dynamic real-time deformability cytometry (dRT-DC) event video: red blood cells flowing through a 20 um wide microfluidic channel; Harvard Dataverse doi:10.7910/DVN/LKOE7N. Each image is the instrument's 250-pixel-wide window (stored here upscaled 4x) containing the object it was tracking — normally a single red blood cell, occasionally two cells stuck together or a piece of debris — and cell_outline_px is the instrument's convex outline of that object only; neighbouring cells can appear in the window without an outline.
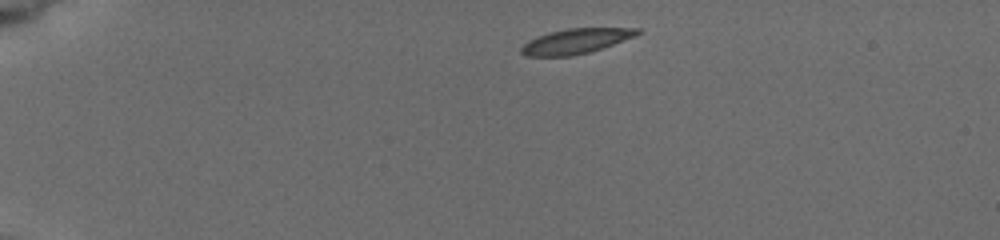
{"species": "common noctule bat (a hibernating species)", "species_latin": "Nyctalus noctula", "temperature_condition": "cold", "stored_images_in_passage": 6, "camera_frame_rate_fps": 3000, "um_per_image_px": 0.085, "animal": {"sex": "female", "body_mass_g": 19.5, "forearm_length_mm": 54.1}, "frame": {"image": 1, "passage_image": 1, "time_ms": 0.0, "image_size_px": [1000, 240], "cell_outline_px": [[644, 32], [636, 36], [588, 52], [572, 56], [524, 56], [520, 52], [520, 48], [528, 40], [536, 36], [548, 32], [568, 28], [640, 28]], "centroid_in_image_um": [48.92, 3.49], "position_along_channel_um": 36.1, "area_um2": 16.99}}
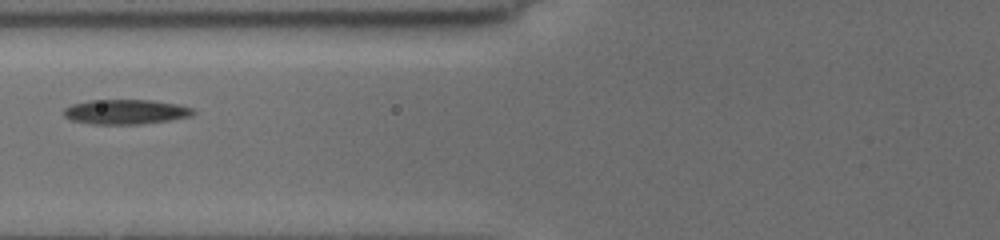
{"frame": {"image": 2, "passage_image": 5, "time_ms": 4.0, "image_size_px": [1000, 240], "cell_outline_px": [[196, 112], [192, 116], [172, 120], [140, 124], [92, 124], [72, 120], [64, 116], [64, 108], [72, 104], [88, 100], [152, 100], [176, 104], [192, 108]], "centroid_in_image_um": [10.69, 9.5], "position_along_channel_um": 115.1, "area_um2": 18.73}}
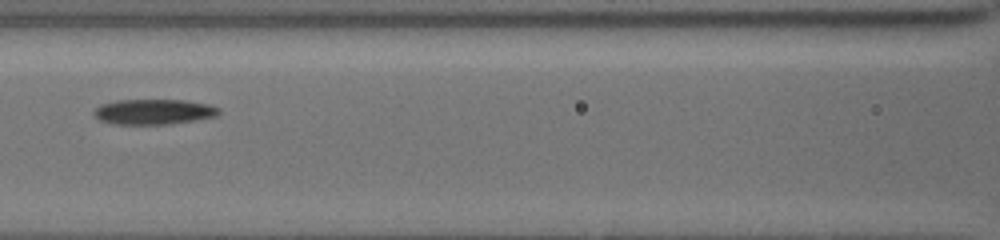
{"frame": {"image": 3, "passage_image": 6, "time_ms": 5.0, "image_size_px": [1000, 240], "cell_outline_px": [[220, 112], [216, 116], [168, 124], [116, 124], [100, 120], [92, 112], [100, 104], [116, 100], [184, 100], [208, 104], [220, 108]], "centroid_in_image_um": [13.05, 9.49], "position_along_channel_um": 153.6, "area_um2": 18.26}}